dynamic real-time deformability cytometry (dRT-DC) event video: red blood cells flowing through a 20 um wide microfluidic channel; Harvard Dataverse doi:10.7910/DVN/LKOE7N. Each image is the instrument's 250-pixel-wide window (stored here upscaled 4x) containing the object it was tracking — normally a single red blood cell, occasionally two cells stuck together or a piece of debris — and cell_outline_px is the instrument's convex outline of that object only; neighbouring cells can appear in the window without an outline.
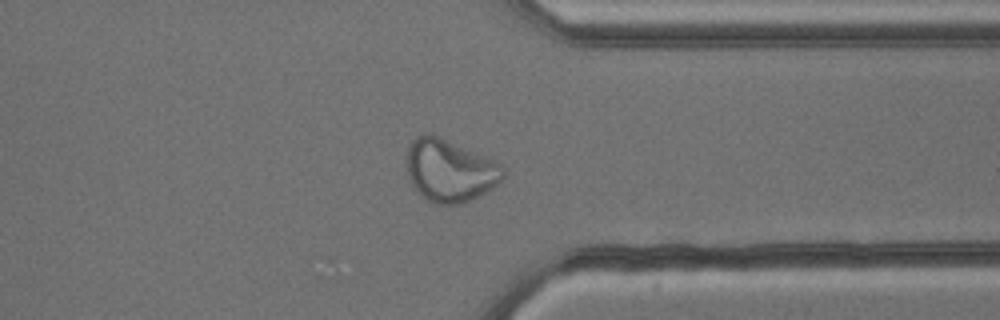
{"species": "common noctule bat (a hibernating species)", "species_latin": "Nyctalus noctula", "temperature_condition": "cold", "stored_images_in_passage": 40, "camera_frame_rate_fps": 3000, "um_per_image_px": 0.085, "animal": {"sex": "male", "body_mass_g": 13.3}, "frame": {"image": 1, "passage_image": 28, "time_ms": 9.0, "image_size_px": [1000, 320], "cell_outline_px": [[504, 180], [492, 188], [464, 204], [436, 204], [428, 200], [416, 192], [412, 184], [408, 172], [408, 148], [412, 140], [416, 136], [424, 132], [432, 132], [492, 160], [504, 168]], "centroid_in_image_um": [38.22, 14.49], "position_along_channel_um": 373.2, "area_um2": 35.08}}
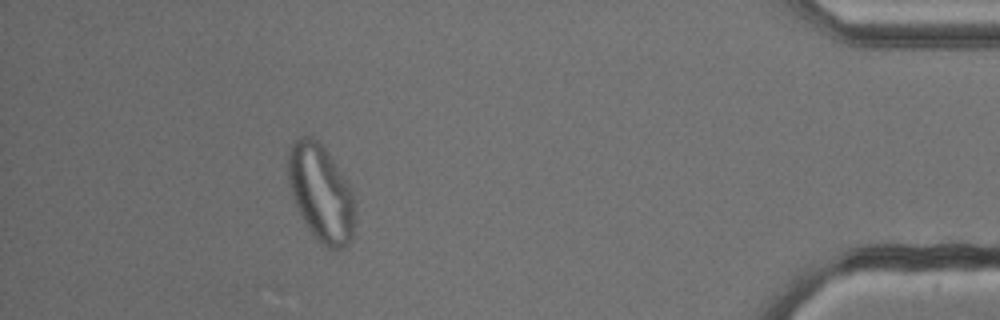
{"frame": {"image": 2, "passage_image": 35, "time_ms": 11.333, "image_size_px": [1000, 320], "cell_outline_px": [[356, 212], [352, 240], [344, 248], [336, 252], [328, 248], [316, 240], [304, 220], [292, 196], [288, 184], [288, 152], [292, 144], [300, 136], [312, 136], [324, 148], [348, 184], [352, 192]], "centroid_in_image_um": [27.29, 16.46], "position_along_channel_um": 407.9, "area_um2": 37.63}}